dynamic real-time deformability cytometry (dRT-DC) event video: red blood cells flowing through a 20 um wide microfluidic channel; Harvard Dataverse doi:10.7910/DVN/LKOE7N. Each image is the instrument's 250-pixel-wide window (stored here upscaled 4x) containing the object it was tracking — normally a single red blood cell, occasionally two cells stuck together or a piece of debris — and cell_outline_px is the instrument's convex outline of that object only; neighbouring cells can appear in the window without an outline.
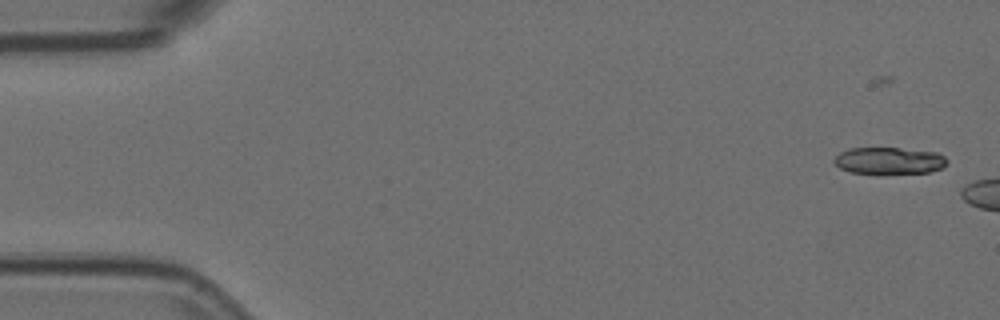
{"species": "Egyptian fruit bat (a non-hibernating species)", "species_latin": "Rousettus aegyptiacus", "temperature_condition": "room temperature", "stored_images_in_passage": 4, "camera_frame_rate_fps": 3000, "um_per_image_px": 0.085, "animal": {"sex": "female"}, "frame": {"image": 1, "passage_image": 1, "time_ms": 0.0, "image_size_px": [1000, 320], "cell_outline_px": [[948, 164], [944, 168], [928, 172], [880, 176], [852, 172], [840, 168], [832, 160], [840, 152], [848, 148], [900, 148], [936, 152], [944, 156], [948, 160]], "centroid_in_image_um": [75.59, 13.7], "position_along_channel_um": 9.4, "area_um2": 18.44}}